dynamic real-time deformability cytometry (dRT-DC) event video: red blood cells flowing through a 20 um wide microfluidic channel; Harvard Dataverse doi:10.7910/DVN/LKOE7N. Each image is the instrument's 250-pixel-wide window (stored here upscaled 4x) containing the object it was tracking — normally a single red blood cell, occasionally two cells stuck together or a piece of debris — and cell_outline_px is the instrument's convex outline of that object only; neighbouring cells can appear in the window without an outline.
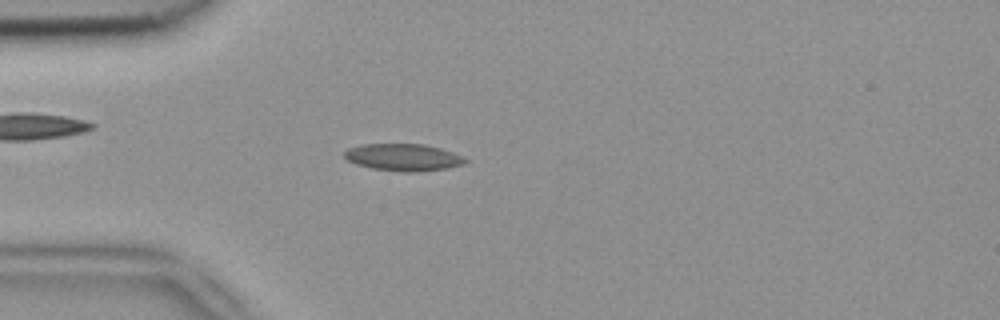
{"species": "common noctule bat (a hibernating species)", "species_latin": "Nyctalus noctula", "temperature_condition": "room temperature", "stored_images_in_passage": 51, "camera_frame_rate_fps": 3000, "um_per_image_px": 0.085, "animal": {"sex": "female", "body_mass_g": 18.4}, "frame": {"image": 1, "passage_image": 14, "time_ms": 4.333, "image_size_px": [1000, 320], "cell_outline_px": [[468, 160], [464, 164], [448, 168], [412, 172], [404, 172], [372, 168], [356, 164], [348, 160], [344, 156], [344, 152], [348, 148], [360, 144], [424, 144], [440, 148], [464, 156]], "centroid_in_image_um": [34.29, 13.36], "position_along_channel_um": 50.7, "area_um2": 19.07}}
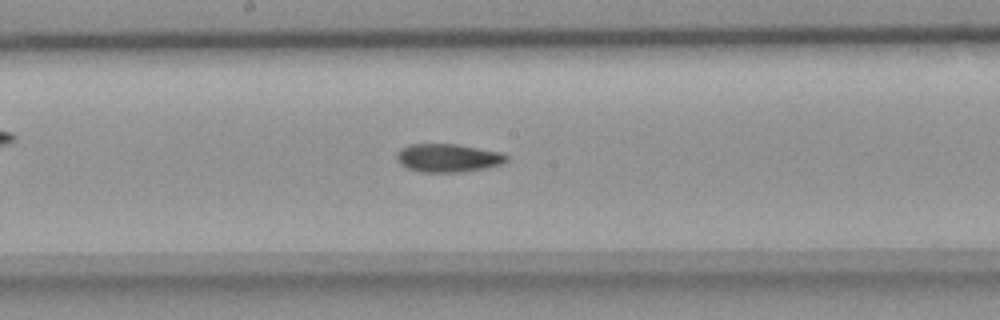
{"frame": {"image": 2, "passage_image": 27, "time_ms": 8.667, "image_size_px": [1000, 320], "cell_outline_px": [[508, 160], [500, 164], [484, 168], [460, 172], [420, 172], [408, 168], [400, 164], [396, 160], [396, 152], [400, 148], [408, 144], [456, 144], [500, 152], [508, 156]], "centroid_in_image_um": [38.02, 13.42], "position_along_channel_um": 210.2, "area_um2": 18.09}}
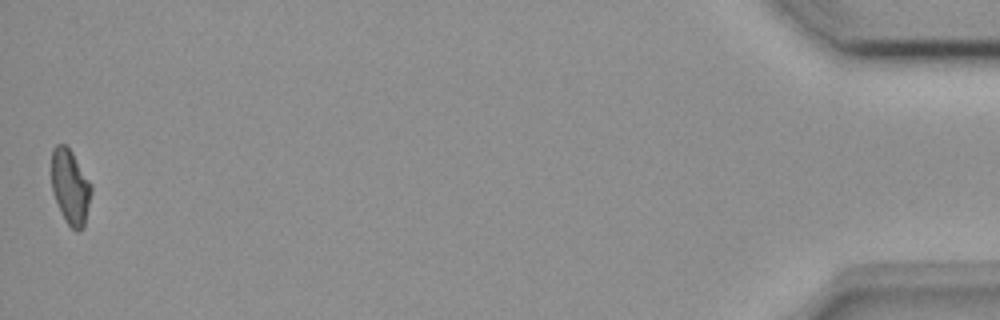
{"frame": {"image": 3, "passage_image": 51, "time_ms": 16.667, "image_size_px": [1000, 320], "cell_outline_px": [[92, 192], [84, 228], [76, 232], [64, 220], [52, 192], [52, 148], [56, 144], [64, 144], [72, 152], [92, 184]], "centroid_in_image_um": [5.99, 15.91], "position_along_channel_um": 429.2, "area_um2": 17.51}, "authors_computed_cell_mechanics": {"area_um2": 17.8602, "velocity_mm_per_s": 3.9185, "shape_relaxation_time_tau1_ms": null, "shape_relaxation_time_tau2_ms": 2.9836, "deformation_change_tau1": null, "deformation_change_tau2": 0.0726}}